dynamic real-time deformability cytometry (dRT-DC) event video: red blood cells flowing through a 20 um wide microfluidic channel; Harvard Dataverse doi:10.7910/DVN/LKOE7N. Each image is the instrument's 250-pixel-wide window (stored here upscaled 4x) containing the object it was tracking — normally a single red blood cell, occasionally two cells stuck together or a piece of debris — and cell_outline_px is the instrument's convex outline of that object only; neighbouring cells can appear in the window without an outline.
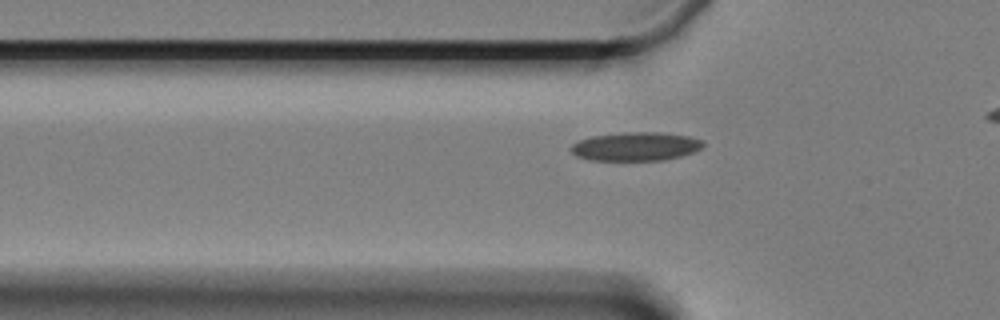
{"species": "Egyptian fruit bat (a non-hibernating species)", "species_latin": "Rousettus aegyptiacus", "temperature_condition": "cold", "stored_images_in_passage": 42, "camera_frame_rate_fps": 3000, "um_per_image_px": 0.085, "animal": {"sex": "female"}, "frame": {"image": 1, "passage_image": 9, "time_ms": 2.667, "image_size_px": [1000, 320], "cell_outline_px": [[704, 144], [700, 148], [692, 152], [680, 156], [664, 160], [588, 160], [576, 156], [568, 148], [576, 140], [592, 136], [624, 132], [660, 132], [688, 136], [704, 140]], "centroid_in_image_um": [53.98, 12.44], "position_along_channel_um": 71.8, "area_um2": 22.2}}
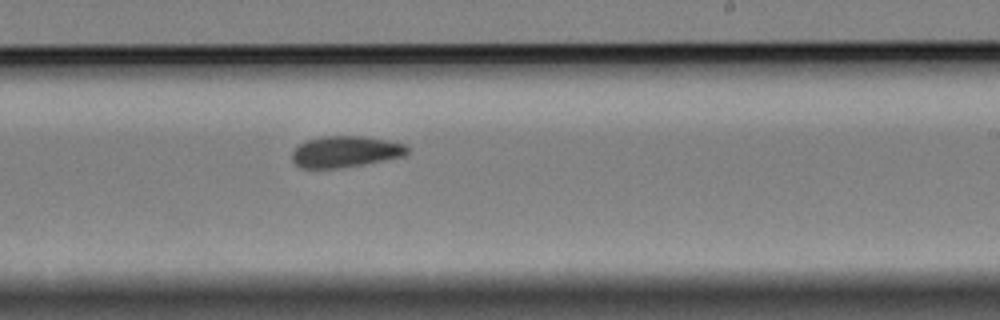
{"frame": {"image": 2, "passage_image": 26, "time_ms": 8.333, "image_size_px": [1000, 320], "cell_outline_px": [[408, 152], [404, 156], [364, 164], [336, 168], [300, 168], [292, 160], [292, 152], [304, 140], [320, 136], [364, 136], [388, 140], [404, 144], [408, 148]], "centroid_in_image_um": [29.34, 12.88], "position_along_channel_um": 259.7, "area_um2": 21.04}}
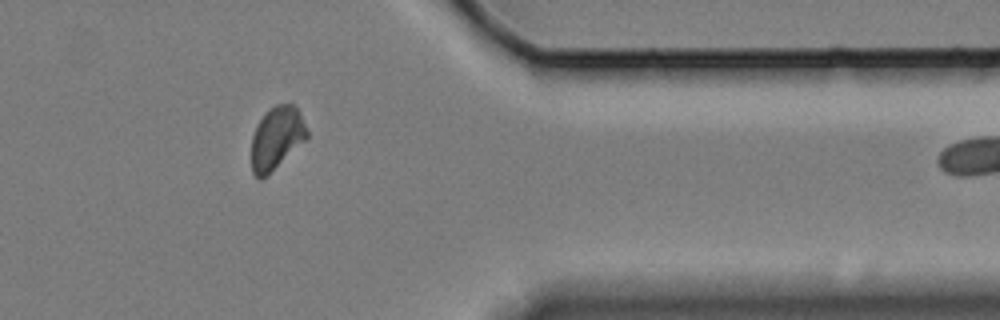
{"frame": {"image": 3, "passage_image": 39, "time_ms": 12.667, "image_size_px": [1000, 320], "cell_outline_px": [[308, 136], [304, 140], [260, 180], [252, 172], [252, 136], [256, 124], [264, 112], [268, 108], [276, 104], [292, 104], [300, 112], [308, 132]], "centroid_in_image_um": [23.48, 11.66], "position_along_channel_um": 387.9, "area_um2": 19.83}}